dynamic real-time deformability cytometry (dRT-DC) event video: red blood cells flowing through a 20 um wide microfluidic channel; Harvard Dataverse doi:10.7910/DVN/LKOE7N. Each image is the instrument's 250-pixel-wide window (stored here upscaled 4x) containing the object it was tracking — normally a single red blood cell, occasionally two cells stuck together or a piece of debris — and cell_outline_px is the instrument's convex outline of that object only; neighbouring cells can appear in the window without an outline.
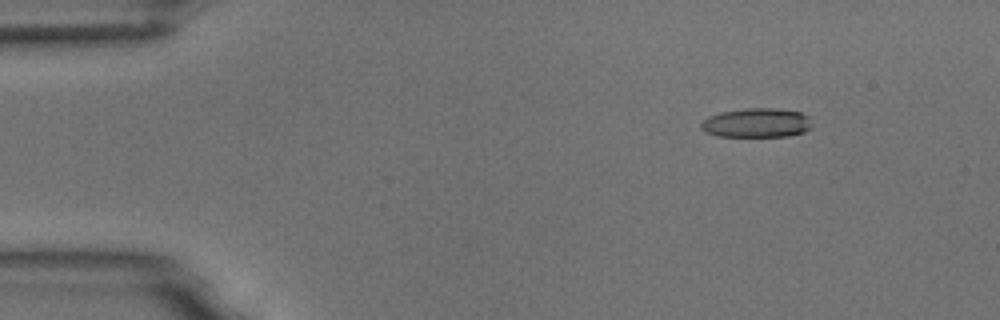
{"species": "common noctule bat (a hibernating species)", "species_latin": "Nyctalus noctula", "temperature_condition": "room temperature", "stored_images_in_passage": 3, "camera_frame_rate_fps": 3000, "um_per_image_px": 0.085, "animal": {"sex": "male", "body_mass_g": 18.8}, "frame": {"image": 1, "passage_image": 3, "time_ms": 0.667, "image_size_px": [1000, 320], "cell_outline_px": [[812, 128], [804, 132], [788, 136], [716, 136], [704, 132], [700, 128], [700, 124], [708, 116], [720, 112], [748, 108], [772, 108], [800, 112], [808, 116], [812, 124]], "centroid_in_image_um": [64.3, 10.45], "position_along_channel_um": 20.7, "area_um2": 19.02}}